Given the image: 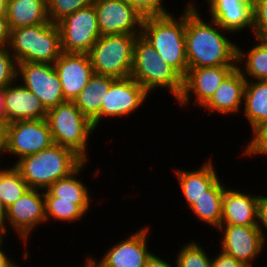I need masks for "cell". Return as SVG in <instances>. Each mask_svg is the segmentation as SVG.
<instances>
[{
    "label": "cell",
    "instance_id": "cell-1",
    "mask_svg": "<svg viewBox=\"0 0 267 267\" xmlns=\"http://www.w3.org/2000/svg\"><path fill=\"white\" fill-rule=\"evenodd\" d=\"M192 2V3H191ZM188 1L186 8L185 48L189 68L237 65V46L230 32L215 21L201 17L198 7Z\"/></svg>",
    "mask_w": 267,
    "mask_h": 267
},
{
    "label": "cell",
    "instance_id": "cell-2",
    "mask_svg": "<svg viewBox=\"0 0 267 267\" xmlns=\"http://www.w3.org/2000/svg\"><path fill=\"white\" fill-rule=\"evenodd\" d=\"M83 162L71 149L53 144L38 153L21 158L13 166L29 188L46 190L57 180L69 176Z\"/></svg>",
    "mask_w": 267,
    "mask_h": 267
},
{
    "label": "cell",
    "instance_id": "cell-3",
    "mask_svg": "<svg viewBox=\"0 0 267 267\" xmlns=\"http://www.w3.org/2000/svg\"><path fill=\"white\" fill-rule=\"evenodd\" d=\"M183 10L178 19L171 13L145 17L141 36L184 78L189 67L185 48L186 9Z\"/></svg>",
    "mask_w": 267,
    "mask_h": 267
},
{
    "label": "cell",
    "instance_id": "cell-4",
    "mask_svg": "<svg viewBox=\"0 0 267 267\" xmlns=\"http://www.w3.org/2000/svg\"><path fill=\"white\" fill-rule=\"evenodd\" d=\"M8 49L16 63L54 64L62 54L60 29L52 22L11 29Z\"/></svg>",
    "mask_w": 267,
    "mask_h": 267
},
{
    "label": "cell",
    "instance_id": "cell-5",
    "mask_svg": "<svg viewBox=\"0 0 267 267\" xmlns=\"http://www.w3.org/2000/svg\"><path fill=\"white\" fill-rule=\"evenodd\" d=\"M131 77L149 94L151 91L165 88L177 100L183 90V77L139 35L135 41ZM158 87V88H157Z\"/></svg>",
    "mask_w": 267,
    "mask_h": 267
},
{
    "label": "cell",
    "instance_id": "cell-6",
    "mask_svg": "<svg viewBox=\"0 0 267 267\" xmlns=\"http://www.w3.org/2000/svg\"><path fill=\"white\" fill-rule=\"evenodd\" d=\"M46 119L54 144L69 148L84 161H88V141L96 130L75 103L65 101L48 109Z\"/></svg>",
    "mask_w": 267,
    "mask_h": 267
},
{
    "label": "cell",
    "instance_id": "cell-7",
    "mask_svg": "<svg viewBox=\"0 0 267 267\" xmlns=\"http://www.w3.org/2000/svg\"><path fill=\"white\" fill-rule=\"evenodd\" d=\"M139 35H101L88 53L93 72L114 78L130 77L134 45Z\"/></svg>",
    "mask_w": 267,
    "mask_h": 267
},
{
    "label": "cell",
    "instance_id": "cell-8",
    "mask_svg": "<svg viewBox=\"0 0 267 267\" xmlns=\"http://www.w3.org/2000/svg\"><path fill=\"white\" fill-rule=\"evenodd\" d=\"M62 52L88 54L101 37L93 4L67 15L57 23Z\"/></svg>",
    "mask_w": 267,
    "mask_h": 267
},
{
    "label": "cell",
    "instance_id": "cell-9",
    "mask_svg": "<svg viewBox=\"0 0 267 267\" xmlns=\"http://www.w3.org/2000/svg\"><path fill=\"white\" fill-rule=\"evenodd\" d=\"M54 144L47 119L16 121L6 125V154L21 158Z\"/></svg>",
    "mask_w": 267,
    "mask_h": 267
},
{
    "label": "cell",
    "instance_id": "cell-10",
    "mask_svg": "<svg viewBox=\"0 0 267 267\" xmlns=\"http://www.w3.org/2000/svg\"><path fill=\"white\" fill-rule=\"evenodd\" d=\"M16 79L34 93L47 110L66 101L54 64L19 62Z\"/></svg>",
    "mask_w": 267,
    "mask_h": 267
},
{
    "label": "cell",
    "instance_id": "cell-11",
    "mask_svg": "<svg viewBox=\"0 0 267 267\" xmlns=\"http://www.w3.org/2000/svg\"><path fill=\"white\" fill-rule=\"evenodd\" d=\"M42 192V193H41ZM46 222L44 192L40 189L29 188L20 198L7 207L6 212V234L7 224L13 233H17L24 245L33 234L37 226Z\"/></svg>",
    "mask_w": 267,
    "mask_h": 267
},
{
    "label": "cell",
    "instance_id": "cell-12",
    "mask_svg": "<svg viewBox=\"0 0 267 267\" xmlns=\"http://www.w3.org/2000/svg\"><path fill=\"white\" fill-rule=\"evenodd\" d=\"M236 67L237 65H222L188 68L187 75L183 78L182 93L176 100L177 103L185 107L189 105L193 97L195 105L202 108Z\"/></svg>",
    "mask_w": 267,
    "mask_h": 267
},
{
    "label": "cell",
    "instance_id": "cell-13",
    "mask_svg": "<svg viewBox=\"0 0 267 267\" xmlns=\"http://www.w3.org/2000/svg\"><path fill=\"white\" fill-rule=\"evenodd\" d=\"M101 35L141 34L144 16L125 0H93Z\"/></svg>",
    "mask_w": 267,
    "mask_h": 267
},
{
    "label": "cell",
    "instance_id": "cell-14",
    "mask_svg": "<svg viewBox=\"0 0 267 267\" xmlns=\"http://www.w3.org/2000/svg\"><path fill=\"white\" fill-rule=\"evenodd\" d=\"M149 230L148 225L143 226L128 238L113 244L99 261L88 256L89 264L93 267H144L152 255L147 245Z\"/></svg>",
    "mask_w": 267,
    "mask_h": 267
},
{
    "label": "cell",
    "instance_id": "cell-15",
    "mask_svg": "<svg viewBox=\"0 0 267 267\" xmlns=\"http://www.w3.org/2000/svg\"><path fill=\"white\" fill-rule=\"evenodd\" d=\"M149 93L131 76L116 78L107 91L100 111V122L104 118H124L140 109Z\"/></svg>",
    "mask_w": 267,
    "mask_h": 267
},
{
    "label": "cell",
    "instance_id": "cell-16",
    "mask_svg": "<svg viewBox=\"0 0 267 267\" xmlns=\"http://www.w3.org/2000/svg\"><path fill=\"white\" fill-rule=\"evenodd\" d=\"M217 230L223 233L221 251L247 267H253L252 263L266 247L257 226L220 225Z\"/></svg>",
    "mask_w": 267,
    "mask_h": 267
},
{
    "label": "cell",
    "instance_id": "cell-17",
    "mask_svg": "<svg viewBox=\"0 0 267 267\" xmlns=\"http://www.w3.org/2000/svg\"><path fill=\"white\" fill-rule=\"evenodd\" d=\"M66 101H74L94 74L90 57L85 53H66L54 62Z\"/></svg>",
    "mask_w": 267,
    "mask_h": 267
},
{
    "label": "cell",
    "instance_id": "cell-18",
    "mask_svg": "<svg viewBox=\"0 0 267 267\" xmlns=\"http://www.w3.org/2000/svg\"><path fill=\"white\" fill-rule=\"evenodd\" d=\"M211 20L226 31L253 30V0H205Z\"/></svg>",
    "mask_w": 267,
    "mask_h": 267
},
{
    "label": "cell",
    "instance_id": "cell-19",
    "mask_svg": "<svg viewBox=\"0 0 267 267\" xmlns=\"http://www.w3.org/2000/svg\"><path fill=\"white\" fill-rule=\"evenodd\" d=\"M17 82L18 80L15 79L5 87L4 106L7 124L16 121L45 119L48 110L40 99L21 82L20 85Z\"/></svg>",
    "mask_w": 267,
    "mask_h": 267
},
{
    "label": "cell",
    "instance_id": "cell-20",
    "mask_svg": "<svg viewBox=\"0 0 267 267\" xmlns=\"http://www.w3.org/2000/svg\"><path fill=\"white\" fill-rule=\"evenodd\" d=\"M246 79L239 68H235L220 84L210 100L202 107L207 116L217 112L220 115L238 114L243 106Z\"/></svg>",
    "mask_w": 267,
    "mask_h": 267
},
{
    "label": "cell",
    "instance_id": "cell-21",
    "mask_svg": "<svg viewBox=\"0 0 267 267\" xmlns=\"http://www.w3.org/2000/svg\"><path fill=\"white\" fill-rule=\"evenodd\" d=\"M255 196L239 189L225 188L220 225L257 226L258 202Z\"/></svg>",
    "mask_w": 267,
    "mask_h": 267
},
{
    "label": "cell",
    "instance_id": "cell-22",
    "mask_svg": "<svg viewBox=\"0 0 267 267\" xmlns=\"http://www.w3.org/2000/svg\"><path fill=\"white\" fill-rule=\"evenodd\" d=\"M116 78L108 75L93 74L88 84L73 101L78 109L98 128L100 126V111L108 89Z\"/></svg>",
    "mask_w": 267,
    "mask_h": 267
},
{
    "label": "cell",
    "instance_id": "cell-23",
    "mask_svg": "<svg viewBox=\"0 0 267 267\" xmlns=\"http://www.w3.org/2000/svg\"><path fill=\"white\" fill-rule=\"evenodd\" d=\"M207 160L201 167L193 170L175 169L176 179L182 195L190 207L197 198L204 194L218 179L213 161Z\"/></svg>",
    "mask_w": 267,
    "mask_h": 267
},
{
    "label": "cell",
    "instance_id": "cell-24",
    "mask_svg": "<svg viewBox=\"0 0 267 267\" xmlns=\"http://www.w3.org/2000/svg\"><path fill=\"white\" fill-rule=\"evenodd\" d=\"M243 107L252 133L267 123V80H246Z\"/></svg>",
    "mask_w": 267,
    "mask_h": 267
},
{
    "label": "cell",
    "instance_id": "cell-25",
    "mask_svg": "<svg viewBox=\"0 0 267 267\" xmlns=\"http://www.w3.org/2000/svg\"><path fill=\"white\" fill-rule=\"evenodd\" d=\"M7 19L10 30L48 23L47 0H8Z\"/></svg>",
    "mask_w": 267,
    "mask_h": 267
},
{
    "label": "cell",
    "instance_id": "cell-26",
    "mask_svg": "<svg viewBox=\"0 0 267 267\" xmlns=\"http://www.w3.org/2000/svg\"><path fill=\"white\" fill-rule=\"evenodd\" d=\"M86 164L87 161H84L69 176L57 180L46 190L60 200L74 201L87 214L90 211L92 198L85 183L77 177L80 176L82 169H85Z\"/></svg>",
    "mask_w": 267,
    "mask_h": 267
},
{
    "label": "cell",
    "instance_id": "cell-27",
    "mask_svg": "<svg viewBox=\"0 0 267 267\" xmlns=\"http://www.w3.org/2000/svg\"><path fill=\"white\" fill-rule=\"evenodd\" d=\"M224 183L218 179L208 190L188 207L201 222L218 229L222 218Z\"/></svg>",
    "mask_w": 267,
    "mask_h": 267
},
{
    "label": "cell",
    "instance_id": "cell-28",
    "mask_svg": "<svg viewBox=\"0 0 267 267\" xmlns=\"http://www.w3.org/2000/svg\"><path fill=\"white\" fill-rule=\"evenodd\" d=\"M253 38L256 45L247 52L237 46V68L246 80H267V38Z\"/></svg>",
    "mask_w": 267,
    "mask_h": 267
},
{
    "label": "cell",
    "instance_id": "cell-29",
    "mask_svg": "<svg viewBox=\"0 0 267 267\" xmlns=\"http://www.w3.org/2000/svg\"><path fill=\"white\" fill-rule=\"evenodd\" d=\"M45 198V217L46 222L54 219L55 221L77 222L82 220L85 212L74 203V201L60 200V198L52 196L47 190H44Z\"/></svg>",
    "mask_w": 267,
    "mask_h": 267
},
{
    "label": "cell",
    "instance_id": "cell-30",
    "mask_svg": "<svg viewBox=\"0 0 267 267\" xmlns=\"http://www.w3.org/2000/svg\"><path fill=\"white\" fill-rule=\"evenodd\" d=\"M28 189L29 186L13 165L7 168H0V197L6 208L20 198Z\"/></svg>",
    "mask_w": 267,
    "mask_h": 267
},
{
    "label": "cell",
    "instance_id": "cell-31",
    "mask_svg": "<svg viewBox=\"0 0 267 267\" xmlns=\"http://www.w3.org/2000/svg\"><path fill=\"white\" fill-rule=\"evenodd\" d=\"M176 254L177 267H212V258L197 241L185 244Z\"/></svg>",
    "mask_w": 267,
    "mask_h": 267
},
{
    "label": "cell",
    "instance_id": "cell-32",
    "mask_svg": "<svg viewBox=\"0 0 267 267\" xmlns=\"http://www.w3.org/2000/svg\"><path fill=\"white\" fill-rule=\"evenodd\" d=\"M93 4V0H47L48 20L58 23L67 15Z\"/></svg>",
    "mask_w": 267,
    "mask_h": 267
},
{
    "label": "cell",
    "instance_id": "cell-33",
    "mask_svg": "<svg viewBox=\"0 0 267 267\" xmlns=\"http://www.w3.org/2000/svg\"><path fill=\"white\" fill-rule=\"evenodd\" d=\"M17 74V63L15 62L8 47H0V88L10 85Z\"/></svg>",
    "mask_w": 267,
    "mask_h": 267
},
{
    "label": "cell",
    "instance_id": "cell-34",
    "mask_svg": "<svg viewBox=\"0 0 267 267\" xmlns=\"http://www.w3.org/2000/svg\"><path fill=\"white\" fill-rule=\"evenodd\" d=\"M247 142L245 149L242 151V155L246 156H264L267 155V123L257 128Z\"/></svg>",
    "mask_w": 267,
    "mask_h": 267
},
{
    "label": "cell",
    "instance_id": "cell-35",
    "mask_svg": "<svg viewBox=\"0 0 267 267\" xmlns=\"http://www.w3.org/2000/svg\"><path fill=\"white\" fill-rule=\"evenodd\" d=\"M254 37L267 38V0H253Z\"/></svg>",
    "mask_w": 267,
    "mask_h": 267
},
{
    "label": "cell",
    "instance_id": "cell-36",
    "mask_svg": "<svg viewBox=\"0 0 267 267\" xmlns=\"http://www.w3.org/2000/svg\"><path fill=\"white\" fill-rule=\"evenodd\" d=\"M142 16L152 17L170 14L163 6V0H125ZM166 9V10H165Z\"/></svg>",
    "mask_w": 267,
    "mask_h": 267
},
{
    "label": "cell",
    "instance_id": "cell-37",
    "mask_svg": "<svg viewBox=\"0 0 267 267\" xmlns=\"http://www.w3.org/2000/svg\"><path fill=\"white\" fill-rule=\"evenodd\" d=\"M257 228L260 231L264 245L266 244L267 234V196H260L258 202ZM266 232V233H265Z\"/></svg>",
    "mask_w": 267,
    "mask_h": 267
},
{
    "label": "cell",
    "instance_id": "cell-38",
    "mask_svg": "<svg viewBox=\"0 0 267 267\" xmlns=\"http://www.w3.org/2000/svg\"><path fill=\"white\" fill-rule=\"evenodd\" d=\"M212 258V267H247L244 263L221 250L220 253L218 252V254Z\"/></svg>",
    "mask_w": 267,
    "mask_h": 267
},
{
    "label": "cell",
    "instance_id": "cell-39",
    "mask_svg": "<svg viewBox=\"0 0 267 267\" xmlns=\"http://www.w3.org/2000/svg\"><path fill=\"white\" fill-rule=\"evenodd\" d=\"M10 40V27L7 16H0V47H8Z\"/></svg>",
    "mask_w": 267,
    "mask_h": 267
},
{
    "label": "cell",
    "instance_id": "cell-40",
    "mask_svg": "<svg viewBox=\"0 0 267 267\" xmlns=\"http://www.w3.org/2000/svg\"><path fill=\"white\" fill-rule=\"evenodd\" d=\"M177 267L176 265H174ZM172 264L167 262L165 259L161 258V256L155 255L154 252L152 255L147 259L146 264L144 267H174Z\"/></svg>",
    "mask_w": 267,
    "mask_h": 267
},
{
    "label": "cell",
    "instance_id": "cell-41",
    "mask_svg": "<svg viewBox=\"0 0 267 267\" xmlns=\"http://www.w3.org/2000/svg\"><path fill=\"white\" fill-rule=\"evenodd\" d=\"M6 212L7 208L0 197V235L6 237Z\"/></svg>",
    "mask_w": 267,
    "mask_h": 267
},
{
    "label": "cell",
    "instance_id": "cell-42",
    "mask_svg": "<svg viewBox=\"0 0 267 267\" xmlns=\"http://www.w3.org/2000/svg\"><path fill=\"white\" fill-rule=\"evenodd\" d=\"M5 237L0 238V267H9L14 261L12 260L11 257L6 255L3 247V243L5 242L4 239ZM2 247V248H1Z\"/></svg>",
    "mask_w": 267,
    "mask_h": 267
},
{
    "label": "cell",
    "instance_id": "cell-43",
    "mask_svg": "<svg viewBox=\"0 0 267 267\" xmlns=\"http://www.w3.org/2000/svg\"><path fill=\"white\" fill-rule=\"evenodd\" d=\"M5 87L0 88V123L7 125V114L5 111Z\"/></svg>",
    "mask_w": 267,
    "mask_h": 267
},
{
    "label": "cell",
    "instance_id": "cell-44",
    "mask_svg": "<svg viewBox=\"0 0 267 267\" xmlns=\"http://www.w3.org/2000/svg\"><path fill=\"white\" fill-rule=\"evenodd\" d=\"M3 154H6V125L0 124V158Z\"/></svg>",
    "mask_w": 267,
    "mask_h": 267
},
{
    "label": "cell",
    "instance_id": "cell-45",
    "mask_svg": "<svg viewBox=\"0 0 267 267\" xmlns=\"http://www.w3.org/2000/svg\"><path fill=\"white\" fill-rule=\"evenodd\" d=\"M8 0H0V16H7Z\"/></svg>",
    "mask_w": 267,
    "mask_h": 267
},
{
    "label": "cell",
    "instance_id": "cell-46",
    "mask_svg": "<svg viewBox=\"0 0 267 267\" xmlns=\"http://www.w3.org/2000/svg\"><path fill=\"white\" fill-rule=\"evenodd\" d=\"M86 261L84 262V264L82 265V266H75V267H86L88 264H89V258L87 257L86 259H85ZM73 267V266H72Z\"/></svg>",
    "mask_w": 267,
    "mask_h": 267
},
{
    "label": "cell",
    "instance_id": "cell-47",
    "mask_svg": "<svg viewBox=\"0 0 267 267\" xmlns=\"http://www.w3.org/2000/svg\"><path fill=\"white\" fill-rule=\"evenodd\" d=\"M9 267H22V266L18 265L17 262L14 261Z\"/></svg>",
    "mask_w": 267,
    "mask_h": 267
}]
</instances>
